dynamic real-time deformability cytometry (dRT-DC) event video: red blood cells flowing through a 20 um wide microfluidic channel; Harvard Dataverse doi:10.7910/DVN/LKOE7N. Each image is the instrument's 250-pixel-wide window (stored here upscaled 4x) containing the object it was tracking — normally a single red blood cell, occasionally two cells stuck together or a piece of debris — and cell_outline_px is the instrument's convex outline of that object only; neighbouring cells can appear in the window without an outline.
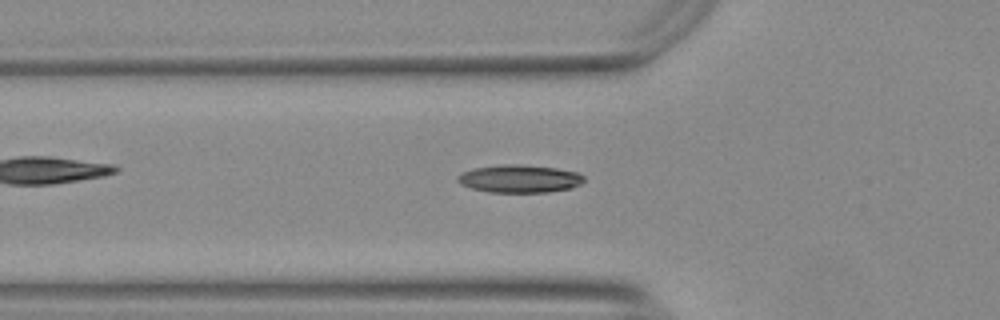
{"species": "Egyptian fruit bat (a non-hibernating species)", "species_latin": "Rousettus aegyptiacus", "temperature_condition": "warm", "stored_images_in_passage": 36, "camera_frame_rate_fps": 3000, "um_per_image_px": 0.085, "animal": {"sex": "female"}, "frame": {"image": 1, "passage_image": 15, "time_ms": 4.667, "image_size_px": [1000, 320], "cell_outline_px": [[584, 180], [580, 184], [572, 188], [548, 192], [488, 192], [472, 188], [460, 184], [456, 180], [456, 176], [472, 168], [500, 164], [524, 164], [556, 168], [576, 172], [584, 176]], "centroid_in_image_um": [44.14, 15.18], "position_along_channel_um": 81.7, "area_um2": 20.63}}
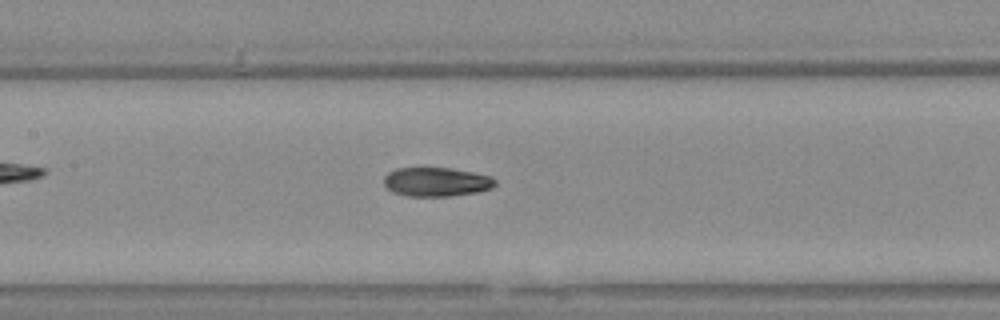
{"frame": {"image": 2, "passage_image": 22, "time_ms": 7.0, "image_size_px": [1000, 320], "cell_outline_px": [[496, 184], [492, 188], [476, 192], [452, 196], [408, 196], [392, 192], [384, 184], [384, 176], [388, 172], [396, 168], [452, 168], [492, 176], [496, 180]], "centroid_in_image_um": [37.1, 15.46], "position_along_channel_um": 170.3, "area_um2": 18.9}}
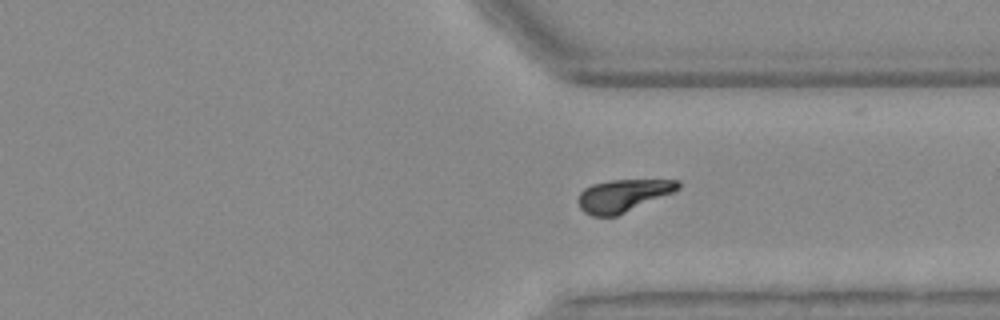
{"frame": {"image": 3, "passage_image": 34, "time_ms": 11.0, "image_size_px": [1000, 320], "cell_outline_px": [[680, 188], [672, 192], [616, 216], [592, 216], [584, 212], [580, 208], [576, 200], [580, 192], [584, 188], [592, 184], [612, 180], [680, 180]], "centroid_in_image_um": [52.9, 16.62], "position_along_channel_um": 358.5, "area_um2": 18.67}}